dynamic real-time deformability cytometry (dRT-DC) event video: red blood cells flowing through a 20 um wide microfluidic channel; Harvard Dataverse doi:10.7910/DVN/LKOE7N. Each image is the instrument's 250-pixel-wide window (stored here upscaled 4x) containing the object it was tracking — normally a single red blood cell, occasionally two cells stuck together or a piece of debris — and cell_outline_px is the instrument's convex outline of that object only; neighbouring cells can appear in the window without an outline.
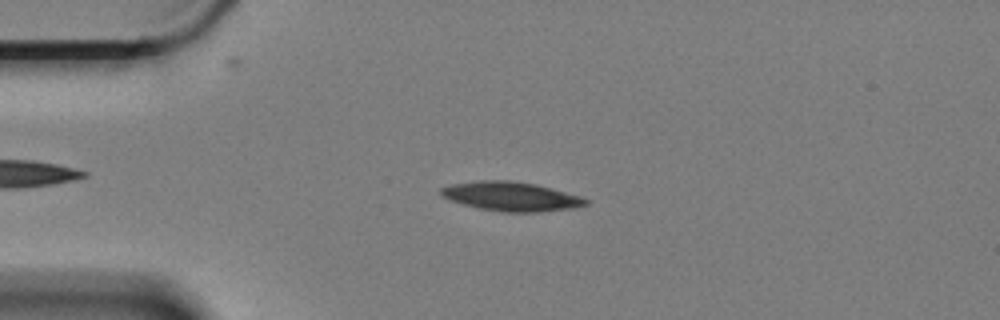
{"species": "Egyptian fruit bat (a non-hibernating species)", "species_latin": "Rousettus aegyptiacus", "temperature_condition": "cold", "stored_images_in_passage": 4, "camera_frame_rate_fps": 3000, "um_per_image_px": 0.085, "animal": {"sex": "female"}, "frame": {"image": 1, "passage_image": 3, "time_ms": 0.667, "image_size_px": [1000, 320], "cell_outline_px": [[588, 204], [576, 208], [540, 212], [504, 212], [480, 208], [464, 204], [440, 196], [440, 188], [452, 184], [476, 180], [512, 180], [536, 184], [552, 188], [580, 196], [588, 200]], "centroid_in_image_um": [43.46, 16.69], "position_along_channel_um": 41.5, "area_um2": 24.68}}